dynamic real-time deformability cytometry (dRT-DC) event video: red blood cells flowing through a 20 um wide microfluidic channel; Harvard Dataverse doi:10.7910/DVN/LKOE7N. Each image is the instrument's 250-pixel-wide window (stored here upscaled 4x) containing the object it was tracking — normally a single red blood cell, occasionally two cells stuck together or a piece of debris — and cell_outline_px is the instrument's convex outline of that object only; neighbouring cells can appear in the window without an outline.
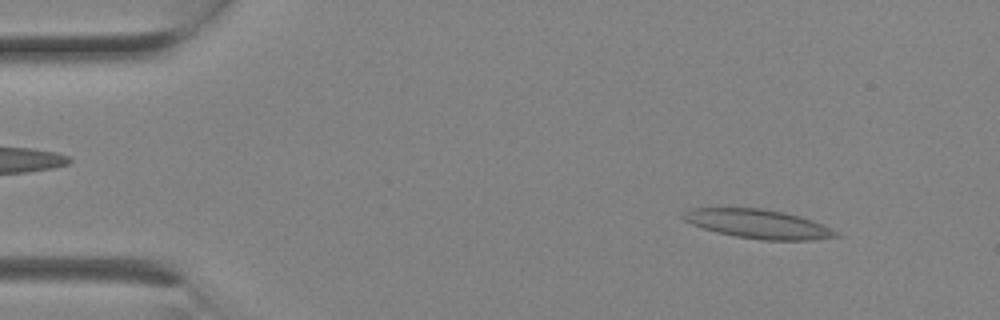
{"species": "Egyptian fruit bat (a non-hibernating species)", "species_latin": "Rousettus aegyptiacus", "temperature_condition": "room temperature", "stored_images_in_passage": 4, "camera_frame_rate_fps": 3000, "um_per_image_px": 0.085, "animal": {"sex": "female"}, "frame": {"image": 1, "passage_image": 4, "time_ms": 1.0, "image_size_px": [1000, 320], "cell_outline_px": [[840, 236], [812, 240], [764, 240], [736, 236], [716, 232], [692, 224], [684, 220], [680, 216], [684, 212], [692, 208], [764, 208], [784, 212], [800, 216], [824, 224], [840, 232]], "centroid_in_image_um": [64.49, 19.03], "position_along_channel_um": 20.5, "area_um2": 25.89}}